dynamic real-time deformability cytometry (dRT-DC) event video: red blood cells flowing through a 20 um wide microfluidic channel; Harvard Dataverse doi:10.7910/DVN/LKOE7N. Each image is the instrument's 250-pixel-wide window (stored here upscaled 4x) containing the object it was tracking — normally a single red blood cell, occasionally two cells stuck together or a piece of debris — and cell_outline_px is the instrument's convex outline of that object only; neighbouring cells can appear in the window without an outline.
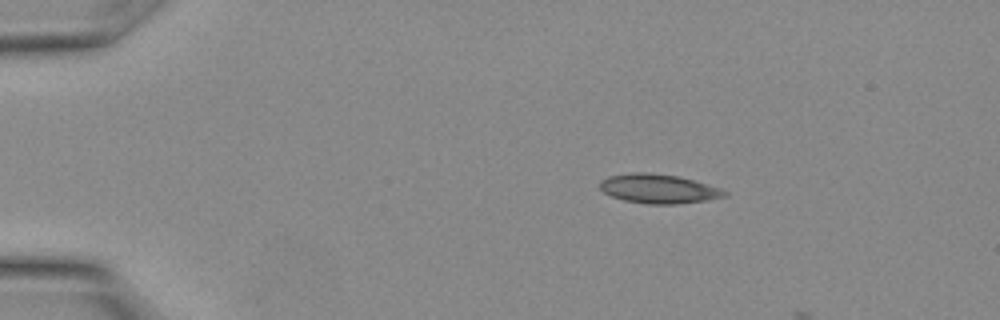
{"species": "Egyptian fruit bat (a non-hibernating species)", "species_latin": "Rousettus aegyptiacus", "temperature_condition": "warm", "stored_images_in_passage": 7, "camera_frame_rate_fps": 3000, "um_per_image_px": 0.085, "animal": {"sex": "female"}, "frame": {"image": 1, "passage_image": 5, "time_ms": 1.333, "image_size_px": [1000, 320], "cell_outline_px": [[728, 196], [708, 200], [676, 204], [648, 204], [624, 200], [612, 196], [604, 192], [600, 188], [600, 180], [608, 176], [632, 172], [648, 172], [680, 176], [720, 188], [728, 192]], "centroid_in_image_um": [55.99, 16.04], "position_along_channel_um": 29.0, "area_um2": 21.33}}